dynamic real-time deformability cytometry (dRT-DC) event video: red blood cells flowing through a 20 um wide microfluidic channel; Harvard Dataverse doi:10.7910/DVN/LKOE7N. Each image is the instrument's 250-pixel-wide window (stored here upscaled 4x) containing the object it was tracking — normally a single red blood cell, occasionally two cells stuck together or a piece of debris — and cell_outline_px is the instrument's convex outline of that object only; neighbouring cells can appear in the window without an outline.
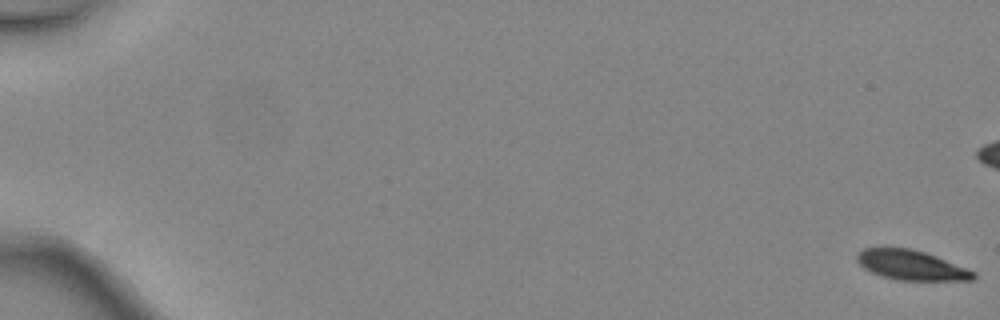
{"species": "common noctule bat (a hibernating species)", "species_latin": "Nyctalus noctula", "temperature_condition": "warm", "stored_images_in_passage": 6, "camera_frame_rate_fps": 3000, "um_per_image_px": 0.085, "animal": {"sex": "female", "body_mass_g": 24.6, "forearm_length_mm": 56.2}, "frame": {"image": 1, "passage_image": 1, "time_ms": 0.0, "image_size_px": [1000, 320], "cell_outline_px": [[976, 276], [972, 280], [896, 280], [880, 276], [864, 268], [856, 260], [856, 256], [864, 248], [912, 248], [936, 256], [976, 272]], "centroid_in_image_um": [77.45, 22.54], "position_along_channel_um": 7.6, "area_um2": 20.06}}
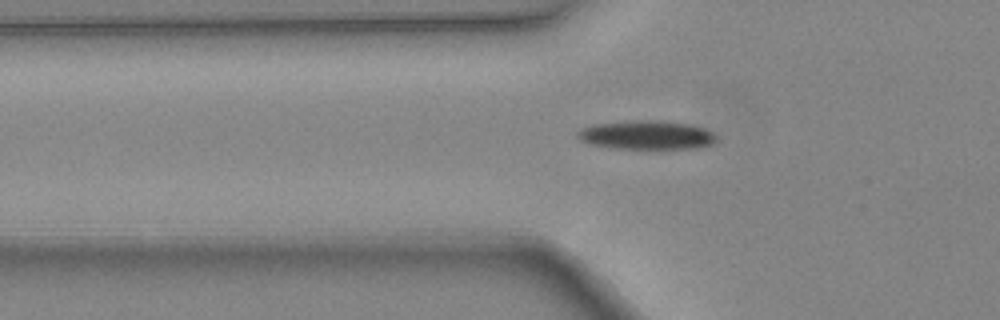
{"frame": {"image": 2, "passage_image": 6, "time_ms": 1.667, "image_size_px": [1000, 320], "cell_outline_px": [[716, 140], [712, 144], [696, 148], [616, 148], [588, 144], [580, 140], [576, 136], [576, 132], [580, 128], [592, 124], [628, 120], [660, 120], [692, 124], [704, 128], [712, 132], [716, 136]], "centroid_in_image_um": [54.91, 11.45], "position_along_channel_um": 70.9, "area_um2": 23.58}}